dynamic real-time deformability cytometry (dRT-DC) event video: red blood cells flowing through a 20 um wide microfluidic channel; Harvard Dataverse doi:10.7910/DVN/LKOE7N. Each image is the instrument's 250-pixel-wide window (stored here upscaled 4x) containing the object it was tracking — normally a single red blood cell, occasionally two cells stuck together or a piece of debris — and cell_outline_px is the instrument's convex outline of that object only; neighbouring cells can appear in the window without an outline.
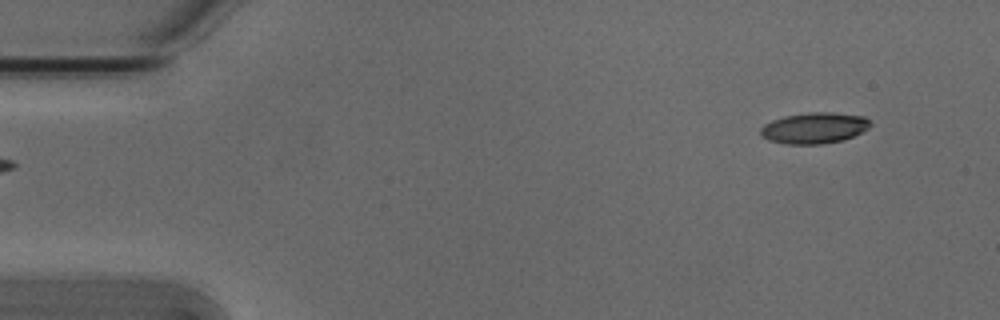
{"species": "Egyptian fruit bat (a non-hibernating species)", "species_latin": "Rousettus aegyptiacus", "temperature_condition": "cold", "stored_images_in_passage": 4, "camera_frame_rate_fps": 3000, "um_per_image_px": 0.085, "animal": {"sex": "male"}, "frame": {"image": 1, "passage_image": 4, "time_ms": 1.0, "image_size_px": [1000, 320], "cell_outline_px": [[872, 124], [868, 128], [844, 140], [820, 144], [788, 144], [768, 140], [760, 132], [760, 128], [764, 124], [772, 120], [784, 116], [808, 112], [832, 112], [864, 116]], "centroid_in_image_um": [69.21, 10.87], "position_along_channel_um": 15.8, "area_um2": 19.77}}